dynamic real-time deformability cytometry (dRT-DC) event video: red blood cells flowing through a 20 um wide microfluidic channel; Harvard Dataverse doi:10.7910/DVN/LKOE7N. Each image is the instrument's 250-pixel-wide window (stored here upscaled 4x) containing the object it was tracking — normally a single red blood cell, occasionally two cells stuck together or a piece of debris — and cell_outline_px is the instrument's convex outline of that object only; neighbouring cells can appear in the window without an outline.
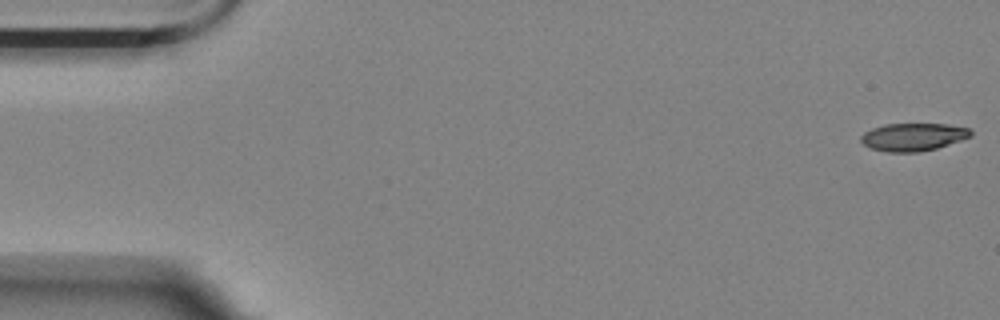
{"species": "Egyptian fruit bat (a non-hibernating species)", "species_latin": "Rousettus aegyptiacus", "temperature_condition": "room temperature", "stored_images_in_passage": 9, "camera_frame_rate_fps": 3000, "um_per_image_px": 0.085, "animal": {"sex": "female"}, "frame": {"image": 1, "passage_image": 1, "time_ms": 0.0, "image_size_px": [1000, 320], "cell_outline_px": [[972, 136], [936, 148], [920, 152], [884, 152], [868, 148], [860, 140], [860, 136], [864, 132], [872, 128], [884, 124], [948, 124], [968, 128], [972, 132]], "centroid_in_image_um": [77.57, 11.64], "position_along_channel_um": 7.4, "area_um2": 17.86}}